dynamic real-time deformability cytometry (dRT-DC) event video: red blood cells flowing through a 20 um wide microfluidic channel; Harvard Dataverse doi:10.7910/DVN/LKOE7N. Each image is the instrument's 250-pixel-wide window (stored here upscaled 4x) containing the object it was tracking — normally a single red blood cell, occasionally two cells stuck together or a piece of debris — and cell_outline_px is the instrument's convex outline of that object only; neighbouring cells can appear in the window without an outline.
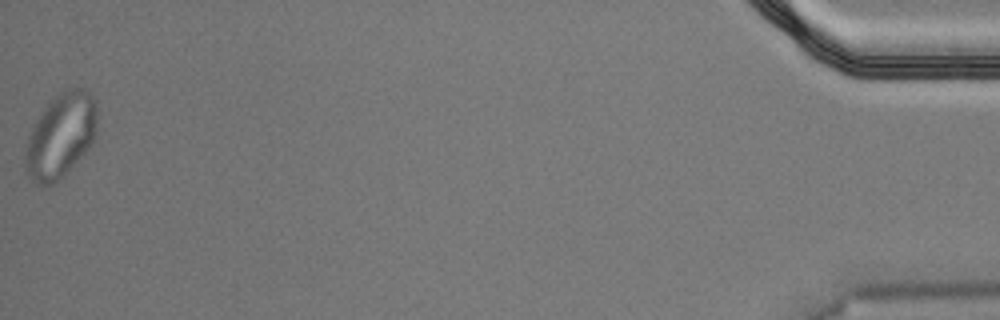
{"species": "Egyptian fruit bat (a non-hibernating species)", "species_latin": "Rousettus aegyptiacus", "temperature_condition": "cold", "stored_images_in_passage": 52, "segment_of_instrument_passage": [2, 2], "camera_frame_rate_fps": 3000, "um_per_image_px": 0.085, "animal": {"sex": "male"}, "frame": {"image": 1, "passage_image": 52, "time_ms": 17.0, "image_size_px": [1000, 320], "cell_outline_px": [[96, 132], [92, 144], [64, 176], [60, 180], [52, 184], [36, 184], [28, 180], [24, 172], [24, 160], [28, 136], [32, 124], [44, 108], [60, 92], [68, 88], [84, 88], [96, 100]], "centroid_in_image_um": [5.13, 11.57], "position_along_channel_um": 430.1, "area_um2": 35.72}}